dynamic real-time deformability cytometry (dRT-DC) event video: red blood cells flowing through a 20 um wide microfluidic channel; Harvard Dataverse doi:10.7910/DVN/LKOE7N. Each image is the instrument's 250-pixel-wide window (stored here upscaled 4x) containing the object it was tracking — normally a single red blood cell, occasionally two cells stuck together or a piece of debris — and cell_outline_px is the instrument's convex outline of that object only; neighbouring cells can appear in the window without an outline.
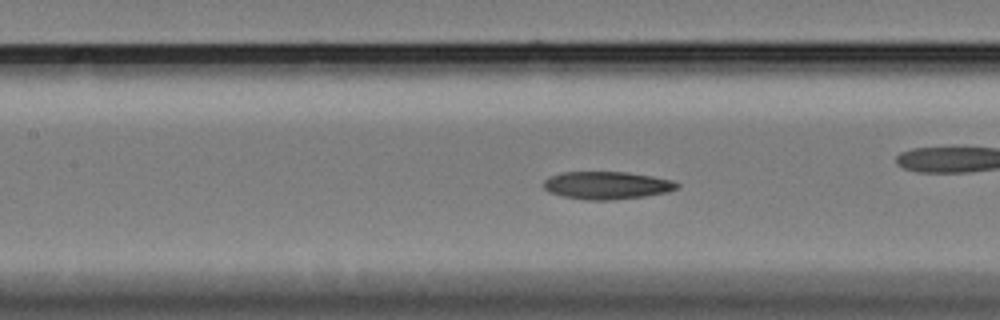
{"species": "Egyptian fruit bat (a non-hibernating species)", "species_latin": "Rousettus aegyptiacus", "temperature_condition": "cold", "stored_images_in_passage": 39, "camera_frame_rate_fps": 3000, "um_per_image_px": 0.085, "animal": {"sex": "female"}, "frame": {"image": 1, "passage_image": 6, "time_ms": 1.667, "image_size_px": [1000, 320], "cell_outline_px": [[680, 188], [668, 192], [644, 196], [612, 200], [588, 200], [564, 196], [548, 192], [544, 188], [544, 180], [548, 176], [564, 172], [628, 172], [652, 176], [672, 180], [680, 184]], "centroid_in_image_um": [51.6, 15.75], "position_along_channel_um": 155.8, "area_um2": 21.62}}
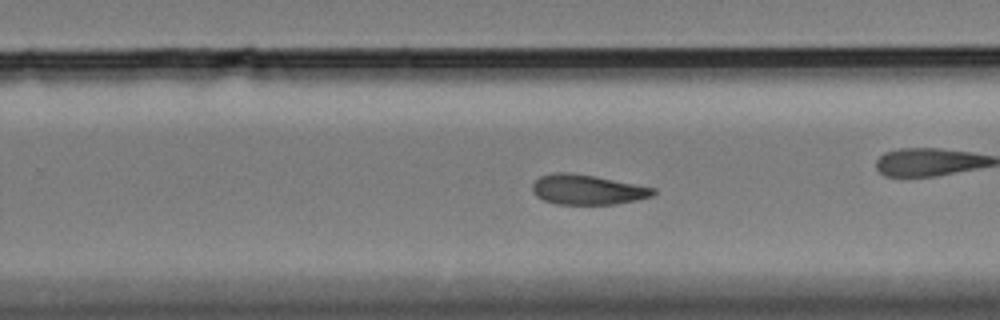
{"frame": {"image": 2, "passage_image": 17, "time_ms": 5.333, "image_size_px": [1000, 320], "cell_outline_px": [[656, 192], [652, 196], [636, 200], [616, 204], [556, 204], [544, 200], [536, 196], [532, 192], [532, 184], [540, 176], [556, 172], [568, 172], [596, 176], [656, 188]], "centroid_in_image_um": [49.92, 16.11], "position_along_channel_um": 279.9, "area_um2": 21.15}, "authors_computed_cell_mechanics": {"area_um2": 21.4438, "velocity_mm_per_s": 3.3961, "shape_relaxation_time_tau1_ms": 5.5529, "shape_relaxation_time_tau2_ms": 5.1896, "deformation_change_tau1": 0.1106, "deformation_change_tau2": 0.1163}}